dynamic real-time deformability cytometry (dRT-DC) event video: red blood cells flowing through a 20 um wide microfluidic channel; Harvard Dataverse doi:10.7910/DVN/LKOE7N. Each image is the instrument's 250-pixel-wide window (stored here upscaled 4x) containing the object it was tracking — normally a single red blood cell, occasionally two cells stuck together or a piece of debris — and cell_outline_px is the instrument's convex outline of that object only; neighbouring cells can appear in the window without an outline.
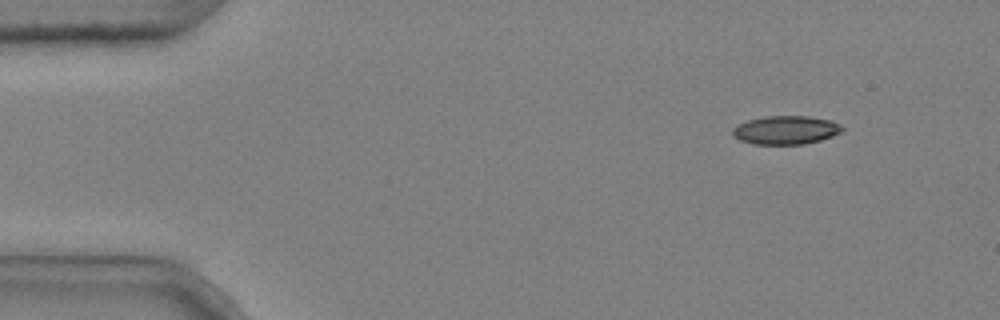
{"species": "common noctule bat (a hibernating species)", "species_latin": "Nyctalus noctula", "temperature_condition": "cold", "stored_images_in_passage": 4, "camera_frame_rate_fps": 3000, "um_per_image_px": 0.085, "animal": {"sex": "male", "body_mass_g": 20.4}, "frame": {"image": 1, "passage_image": 1, "time_ms": 0.0, "image_size_px": [1000, 320], "cell_outline_px": [[844, 128], [840, 132], [832, 136], [820, 140], [804, 144], [752, 144], [740, 140], [732, 136], [732, 128], [736, 124], [748, 120], [764, 116], [808, 116], [832, 120], [840, 124]], "centroid_in_image_um": [66.76, 11.05], "position_along_channel_um": 18.2, "area_um2": 18.38}}
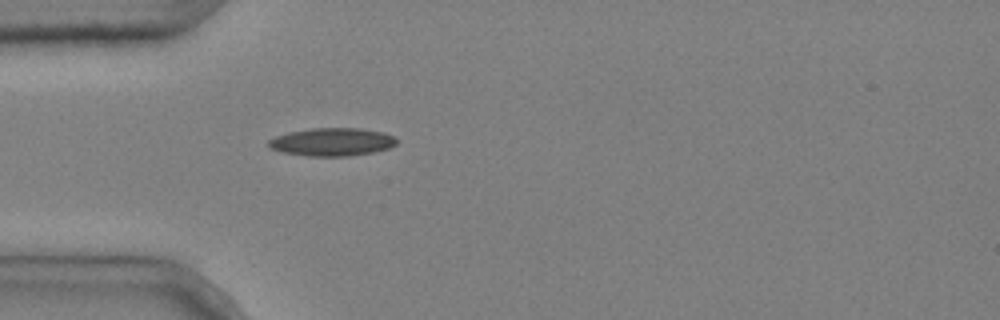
{"frame": {"image": 2, "passage_image": 4, "time_ms": 1.0, "image_size_px": [1000, 320], "cell_outline_px": [[396, 144], [388, 148], [372, 152], [348, 156], [308, 156], [284, 152], [268, 148], [268, 140], [276, 136], [288, 132], [312, 128], [360, 128], [384, 132], [392, 136], [396, 140]], "centroid_in_image_um": [28.2, 12.06], "position_along_channel_um": 56.8, "area_um2": 20.81}}